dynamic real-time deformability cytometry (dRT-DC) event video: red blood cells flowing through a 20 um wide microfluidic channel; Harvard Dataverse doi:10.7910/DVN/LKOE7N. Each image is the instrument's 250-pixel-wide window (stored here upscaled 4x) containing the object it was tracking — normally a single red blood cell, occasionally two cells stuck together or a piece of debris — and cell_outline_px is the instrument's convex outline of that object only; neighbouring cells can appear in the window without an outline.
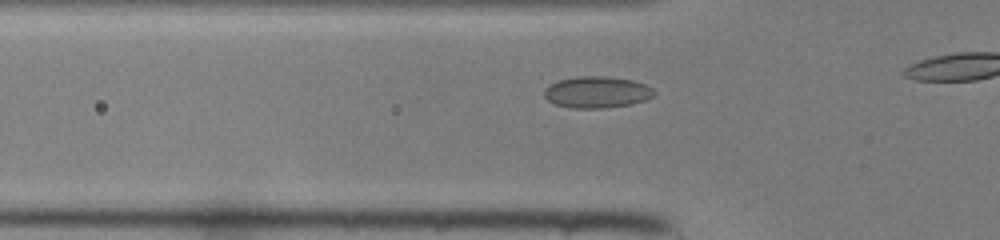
{"species": "common noctule bat (a hibernating species)", "species_latin": "Nyctalus noctula", "temperature_condition": "room temperature", "stored_images_in_passage": 12, "camera_frame_rate_fps": 3000, "um_per_image_px": 0.085, "animal": {"sex": "female", "body_mass_g": 22.0, "forearm_length_mm": 56.7}, "frame": {"image": 1, "passage_image": 7, "time_ms": 2.0, "image_size_px": [1000, 240], "cell_outline_px": [[656, 92], [652, 96], [644, 100], [632, 104], [604, 108], [572, 108], [556, 104], [548, 100], [544, 96], [544, 88], [548, 84], [560, 80], [576, 76], [608, 76], [632, 80], [644, 84], [652, 88]], "centroid_in_image_um": [50.71, 7.83], "position_along_channel_um": 75.1, "area_um2": 20.23}}
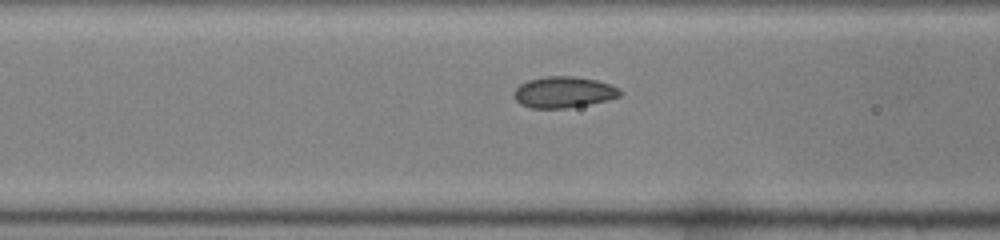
{"frame": {"image": 2, "passage_image": 10, "time_ms": 3.0, "image_size_px": [1000, 240], "cell_outline_px": [[620, 96], [588, 104], [568, 108], [532, 108], [520, 104], [512, 96], [512, 92], [520, 84], [528, 80], [544, 76], [572, 76], [596, 80], [620, 88]], "centroid_in_image_um": [47.84, 7.83], "position_along_channel_um": 118.8, "area_um2": 19.19}}